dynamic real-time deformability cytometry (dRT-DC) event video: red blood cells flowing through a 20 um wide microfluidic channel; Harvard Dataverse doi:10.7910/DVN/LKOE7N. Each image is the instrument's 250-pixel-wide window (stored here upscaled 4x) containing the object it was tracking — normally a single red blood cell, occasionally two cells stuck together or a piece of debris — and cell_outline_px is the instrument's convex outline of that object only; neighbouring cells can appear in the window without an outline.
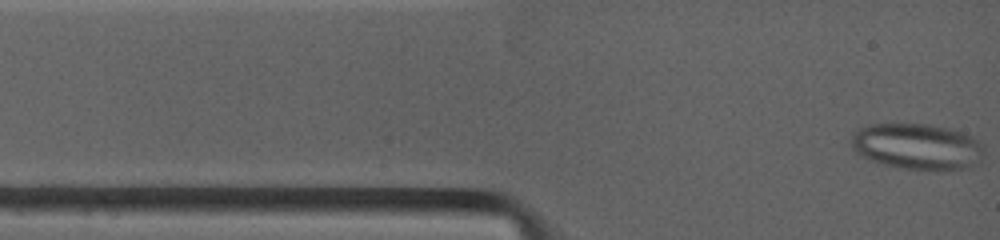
{"species": "common noctule bat (a hibernating species)", "species_latin": "Nyctalus noctula", "temperature_condition": "warm", "stored_images_in_passage": 4, "camera_frame_rate_fps": 4500, "um_per_image_px": 0.085, "animal": {"sex": "female", "body_mass_g": 19.0, "forearm_length_mm": 53.3}, "frame": {"image": 1, "passage_image": 1, "time_ms": 0.0, "image_size_px": [1000, 240], "cell_outline_px": [[980, 148], [968, 168], [896, 168], [880, 164], [868, 160], [860, 156], [852, 148], [852, 136], [860, 128], [868, 124], [928, 124], [952, 128], [976, 140], [980, 144]], "centroid_in_image_um": [77.78, 12.42], "position_along_channel_um": 7.2, "area_um2": 34.39}}